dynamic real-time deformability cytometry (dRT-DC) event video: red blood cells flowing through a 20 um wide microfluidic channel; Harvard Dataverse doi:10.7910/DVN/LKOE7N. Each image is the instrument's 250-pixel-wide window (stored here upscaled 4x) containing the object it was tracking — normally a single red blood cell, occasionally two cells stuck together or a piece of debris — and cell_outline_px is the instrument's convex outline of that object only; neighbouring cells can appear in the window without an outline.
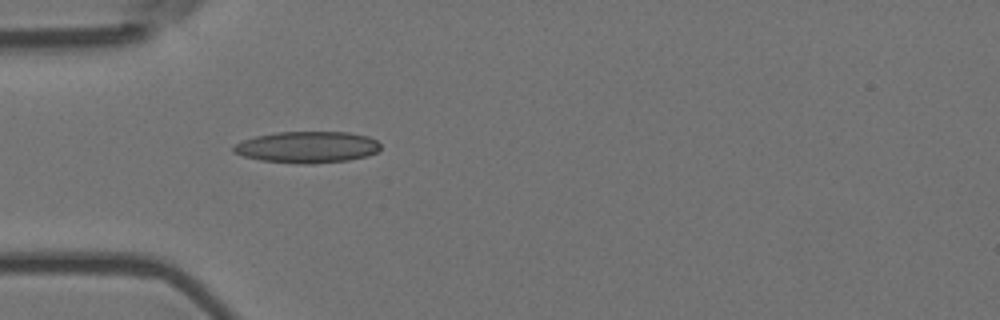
{"species": "Egyptian fruit bat (a non-hibernating species)", "species_latin": "Rousettus aegyptiacus", "temperature_condition": "room temperature", "stored_images_in_passage": 1, "camera_frame_rate_fps": 3000, "um_per_image_px": 0.085, "animal": {"sex": "female"}, "frame": {"image": 1, "passage_image": 1, "time_ms": 0.0, "image_size_px": [1000, 320], "cell_outline_px": [[380, 148], [376, 152], [368, 156], [348, 160], [312, 164], [304, 164], [260, 160], [244, 156], [232, 152], [232, 148], [236, 144], [244, 140], [256, 136], [276, 132], [348, 132], [368, 136], [376, 140], [380, 144]], "centroid_in_image_um": [26.13, 12.51], "position_along_channel_um": 58.9, "area_um2": 26.93}}